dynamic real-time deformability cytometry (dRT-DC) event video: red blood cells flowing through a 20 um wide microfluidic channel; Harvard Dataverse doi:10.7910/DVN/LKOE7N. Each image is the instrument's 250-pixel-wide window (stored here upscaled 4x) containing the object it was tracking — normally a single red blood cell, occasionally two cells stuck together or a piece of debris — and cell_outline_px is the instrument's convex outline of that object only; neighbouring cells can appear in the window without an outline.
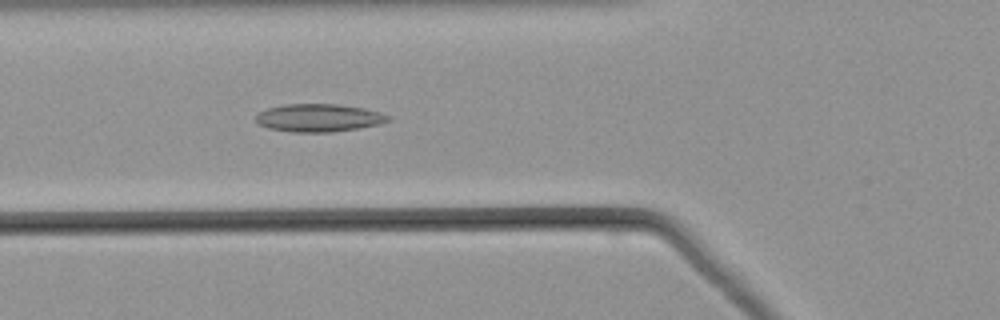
{"species": "common noctule bat (a hibernating species)", "species_latin": "Nyctalus noctula", "temperature_condition": "warm", "stored_images_in_passage": 45, "camera_frame_rate_fps": 3000, "um_per_image_px": 0.085, "animal": {"sex": "male", "body_mass_g": 21.5, "forearm_length_mm": 52.0}, "frame": {"image": 1, "passage_image": 12, "time_ms": 3.667, "image_size_px": [1000, 320], "cell_outline_px": [[392, 120], [376, 124], [356, 128], [332, 132], [292, 132], [268, 128], [256, 124], [256, 116], [260, 112], [268, 108], [284, 104], [340, 104], [364, 108], [380, 112], [388, 116]], "centroid_in_image_um": [27.06, 10.01], "position_along_channel_um": 98.7, "area_um2": 21.39}}
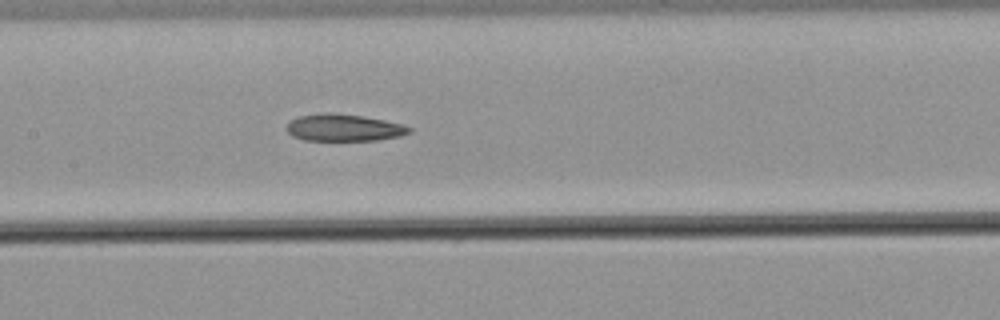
{"frame": {"image": 2, "passage_image": 18, "time_ms": 5.667, "image_size_px": [1000, 320], "cell_outline_px": [[412, 132], [400, 136], [376, 140], [304, 140], [292, 136], [288, 132], [288, 124], [296, 116], [324, 112], [328, 112], [364, 116], [384, 120], [400, 124], [412, 128]], "centroid_in_image_um": [29.22, 10.84], "position_along_channel_um": 178.2, "area_um2": 19.25}}
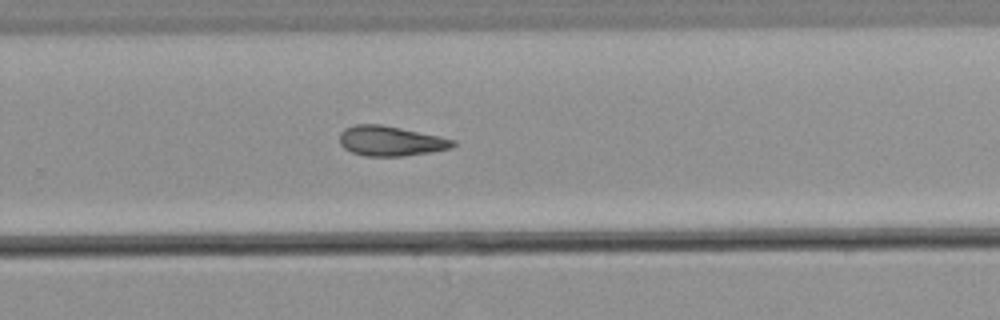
{"frame": {"image": 3, "passage_image": 27, "time_ms": 8.667, "image_size_px": [1000, 320], "cell_outline_px": [[456, 144], [452, 148], [432, 152], [404, 156], [364, 156], [352, 152], [344, 148], [340, 144], [340, 132], [344, 128], [356, 124], [380, 124], [400, 128], [456, 140]], "centroid_in_image_um": [33.19, 11.99], "position_along_channel_um": 296.6, "area_um2": 19.77}}